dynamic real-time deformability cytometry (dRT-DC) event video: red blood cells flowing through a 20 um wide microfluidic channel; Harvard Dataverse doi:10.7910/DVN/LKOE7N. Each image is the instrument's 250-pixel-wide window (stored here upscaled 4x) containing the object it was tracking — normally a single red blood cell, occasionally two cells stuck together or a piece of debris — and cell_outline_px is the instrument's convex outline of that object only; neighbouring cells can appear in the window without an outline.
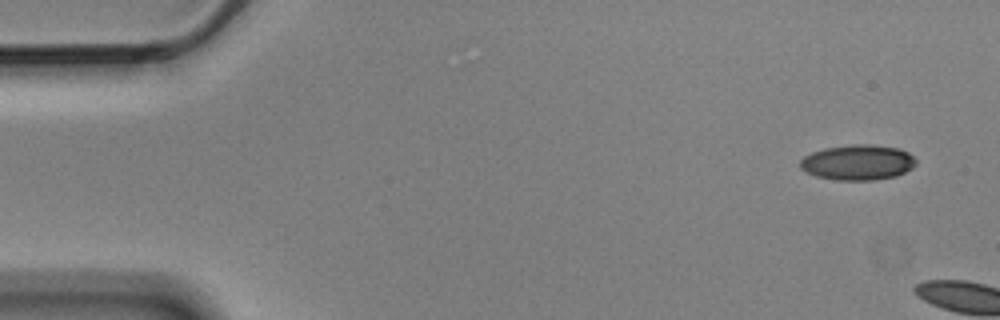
{"species": "Egyptian fruit bat (a non-hibernating species)", "species_latin": "Rousettus aegyptiacus", "temperature_condition": "cold", "stored_images_in_passage": 2, "camera_frame_rate_fps": 3000, "um_per_image_px": 0.085, "animal": {"sex": "male"}, "frame": {"image": 1, "passage_image": 1, "time_ms": 0.0, "image_size_px": [1000, 320], "cell_outline_px": [[916, 164], [912, 168], [896, 176], [872, 180], [836, 180], [816, 176], [800, 168], [800, 160], [804, 156], [812, 152], [824, 148], [856, 144], [868, 144], [900, 148], [908, 152], [916, 160]], "centroid_in_image_um": [72.92, 13.8], "position_along_channel_um": 12.1, "area_um2": 23.81}}